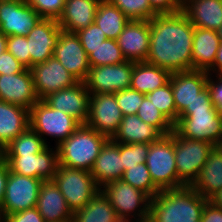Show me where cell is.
<instances>
[{"label": "cell", "instance_id": "1", "mask_svg": "<svg viewBox=\"0 0 222 222\" xmlns=\"http://www.w3.org/2000/svg\"><path fill=\"white\" fill-rule=\"evenodd\" d=\"M194 28L182 11L155 15L150 20L146 62L171 73L192 70Z\"/></svg>", "mask_w": 222, "mask_h": 222}, {"label": "cell", "instance_id": "2", "mask_svg": "<svg viewBox=\"0 0 222 222\" xmlns=\"http://www.w3.org/2000/svg\"><path fill=\"white\" fill-rule=\"evenodd\" d=\"M208 202L191 186L162 190L150 200L151 222H199Z\"/></svg>", "mask_w": 222, "mask_h": 222}, {"label": "cell", "instance_id": "3", "mask_svg": "<svg viewBox=\"0 0 222 222\" xmlns=\"http://www.w3.org/2000/svg\"><path fill=\"white\" fill-rule=\"evenodd\" d=\"M109 140L86 124H81L59 146L58 165L91 171L101 148Z\"/></svg>", "mask_w": 222, "mask_h": 222}, {"label": "cell", "instance_id": "4", "mask_svg": "<svg viewBox=\"0 0 222 222\" xmlns=\"http://www.w3.org/2000/svg\"><path fill=\"white\" fill-rule=\"evenodd\" d=\"M145 163L154 185L160 191L186 186L177 175L172 133L149 144Z\"/></svg>", "mask_w": 222, "mask_h": 222}, {"label": "cell", "instance_id": "5", "mask_svg": "<svg viewBox=\"0 0 222 222\" xmlns=\"http://www.w3.org/2000/svg\"><path fill=\"white\" fill-rule=\"evenodd\" d=\"M53 181L74 213L100 190L90 171L58 165Z\"/></svg>", "mask_w": 222, "mask_h": 222}, {"label": "cell", "instance_id": "6", "mask_svg": "<svg viewBox=\"0 0 222 222\" xmlns=\"http://www.w3.org/2000/svg\"><path fill=\"white\" fill-rule=\"evenodd\" d=\"M101 188H104L101 189L102 193L108 198L111 206L116 211L117 217L122 222H130L129 216L131 218L132 216H138L139 218L136 219V222L149 219L151 198L146 193L132 187L122 179L109 182ZM131 213L133 215H130Z\"/></svg>", "mask_w": 222, "mask_h": 222}, {"label": "cell", "instance_id": "7", "mask_svg": "<svg viewBox=\"0 0 222 222\" xmlns=\"http://www.w3.org/2000/svg\"><path fill=\"white\" fill-rule=\"evenodd\" d=\"M29 125L41 137L45 134L57 138V147L81 124L69 114L52 108L45 100H38L29 111Z\"/></svg>", "mask_w": 222, "mask_h": 222}, {"label": "cell", "instance_id": "8", "mask_svg": "<svg viewBox=\"0 0 222 222\" xmlns=\"http://www.w3.org/2000/svg\"><path fill=\"white\" fill-rule=\"evenodd\" d=\"M171 133L174 140L178 178L186 186H191L198 178L200 170L213 150L214 145L209 142L181 137L174 130Z\"/></svg>", "mask_w": 222, "mask_h": 222}, {"label": "cell", "instance_id": "9", "mask_svg": "<svg viewBox=\"0 0 222 222\" xmlns=\"http://www.w3.org/2000/svg\"><path fill=\"white\" fill-rule=\"evenodd\" d=\"M174 131L181 137L215 144L222 136V115L217 110L192 111L178 117Z\"/></svg>", "mask_w": 222, "mask_h": 222}, {"label": "cell", "instance_id": "10", "mask_svg": "<svg viewBox=\"0 0 222 222\" xmlns=\"http://www.w3.org/2000/svg\"><path fill=\"white\" fill-rule=\"evenodd\" d=\"M43 180L12 173L9 170L1 210L6 216L34 208Z\"/></svg>", "mask_w": 222, "mask_h": 222}, {"label": "cell", "instance_id": "11", "mask_svg": "<svg viewBox=\"0 0 222 222\" xmlns=\"http://www.w3.org/2000/svg\"><path fill=\"white\" fill-rule=\"evenodd\" d=\"M134 62L90 67L84 81L90 94L116 93L130 88Z\"/></svg>", "mask_w": 222, "mask_h": 222}, {"label": "cell", "instance_id": "12", "mask_svg": "<svg viewBox=\"0 0 222 222\" xmlns=\"http://www.w3.org/2000/svg\"><path fill=\"white\" fill-rule=\"evenodd\" d=\"M8 164L12 173L38 178L43 181L53 180L58 167V150L47 147L38 154L0 155Z\"/></svg>", "mask_w": 222, "mask_h": 222}, {"label": "cell", "instance_id": "13", "mask_svg": "<svg viewBox=\"0 0 222 222\" xmlns=\"http://www.w3.org/2000/svg\"><path fill=\"white\" fill-rule=\"evenodd\" d=\"M123 118L114 93L90 94L86 125L111 139Z\"/></svg>", "mask_w": 222, "mask_h": 222}, {"label": "cell", "instance_id": "14", "mask_svg": "<svg viewBox=\"0 0 222 222\" xmlns=\"http://www.w3.org/2000/svg\"><path fill=\"white\" fill-rule=\"evenodd\" d=\"M30 71L39 100L79 82L55 57L32 66Z\"/></svg>", "mask_w": 222, "mask_h": 222}, {"label": "cell", "instance_id": "15", "mask_svg": "<svg viewBox=\"0 0 222 222\" xmlns=\"http://www.w3.org/2000/svg\"><path fill=\"white\" fill-rule=\"evenodd\" d=\"M42 17L25 1L0 2V31L6 36H27Z\"/></svg>", "mask_w": 222, "mask_h": 222}, {"label": "cell", "instance_id": "16", "mask_svg": "<svg viewBox=\"0 0 222 222\" xmlns=\"http://www.w3.org/2000/svg\"><path fill=\"white\" fill-rule=\"evenodd\" d=\"M55 57L78 81L84 82L89 73L88 56L76 33L61 29L60 37L53 50Z\"/></svg>", "mask_w": 222, "mask_h": 222}, {"label": "cell", "instance_id": "17", "mask_svg": "<svg viewBox=\"0 0 222 222\" xmlns=\"http://www.w3.org/2000/svg\"><path fill=\"white\" fill-rule=\"evenodd\" d=\"M61 27L57 20L42 18L26 36L30 68L53 57V50L60 37Z\"/></svg>", "mask_w": 222, "mask_h": 222}, {"label": "cell", "instance_id": "18", "mask_svg": "<svg viewBox=\"0 0 222 222\" xmlns=\"http://www.w3.org/2000/svg\"><path fill=\"white\" fill-rule=\"evenodd\" d=\"M116 41L126 61L146 62L150 47V20H130Z\"/></svg>", "mask_w": 222, "mask_h": 222}, {"label": "cell", "instance_id": "19", "mask_svg": "<svg viewBox=\"0 0 222 222\" xmlns=\"http://www.w3.org/2000/svg\"><path fill=\"white\" fill-rule=\"evenodd\" d=\"M209 73L203 70H189L171 73L169 79L172 87L174 103L179 115L191 105L207 87Z\"/></svg>", "mask_w": 222, "mask_h": 222}, {"label": "cell", "instance_id": "20", "mask_svg": "<svg viewBox=\"0 0 222 222\" xmlns=\"http://www.w3.org/2000/svg\"><path fill=\"white\" fill-rule=\"evenodd\" d=\"M90 93L85 82L50 94L44 100L54 109L63 111L75 118L80 124H85L89 116Z\"/></svg>", "mask_w": 222, "mask_h": 222}, {"label": "cell", "instance_id": "21", "mask_svg": "<svg viewBox=\"0 0 222 222\" xmlns=\"http://www.w3.org/2000/svg\"><path fill=\"white\" fill-rule=\"evenodd\" d=\"M0 100L30 111L39 100L30 69L26 68L18 74L0 75Z\"/></svg>", "mask_w": 222, "mask_h": 222}, {"label": "cell", "instance_id": "22", "mask_svg": "<svg viewBox=\"0 0 222 222\" xmlns=\"http://www.w3.org/2000/svg\"><path fill=\"white\" fill-rule=\"evenodd\" d=\"M36 208L45 222L73 221V212L53 180L42 182Z\"/></svg>", "mask_w": 222, "mask_h": 222}, {"label": "cell", "instance_id": "23", "mask_svg": "<svg viewBox=\"0 0 222 222\" xmlns=\"http://www.w3.org/2000/svg\"><path fill=\"white\" fill-rule=\"evenodd\" d=\"M90 172L100 188L109 182L121 179L124 172L120 143L109 139L101 148Z\"/></svg>", "mask_w": 222, "mask_h": 222}, {"label": "cell", "instance_id": "24", "mask_svg": "<svg viewBox=\"0 0 222 222\" xmlns=\"http://www.w3.org/2000/svg\"><path fill=\"white\" fill-rule=\"evenodd\" d=\"M101 0H65L58 24L63 31L76 33L94 23Z\"/></svg>", "mask_w": 222, "mask_h": 222}, {"label": "cell", "instance_id": "25", "mask_svg": "<svg viewBox=\"0 0 222 222\" xmlns=\"http://www.w3.org/2000/svg\"><path fill=\"white\" fill-rule=\"evenodd\" d=\"M181 11L194 27L217 31L222 25V0H186Z\"/></svg>", "mask_w": 222, "mask_h": 222}, {"label": "cell", "instance_id": "26", "mask_svg": "<svg viewBox=\"0 0 222 222\" xmlns=\"http://www.w3.org/2000/svg\"><path fill=\"white\" fill-rule=\"evenodd\" d=\"M163 136L164 134L157 127L145 123L137 115H126L123 116L118 130L111 140L122 144H151Z\"/></svg>", "mask_w": 222, "mask_h": 222}, {"label": "cell", "instance_id": "27", "mask_svg": "<svg viewBox=\"0 0 222 222\" xmlns=\"http://www.w3.org/2000/svg\"><path fill=\"white\" fill-rule=\"evenodd\" d=\"M29 126L28 109L0 100V152Z\"/></svg>", "mask_w": 222, "mask_h": 222}, {"label": "cell", "instance_id": "28", "mask_svg": "<svg viewBox=\"0 0 222 222\" xmlns=\"http://www.w3.org/2000/svg\"><path fill=\"white\" fill-rule=\"evenodd\" d=\"M217 31L194 28L192 70L208 71L213 65L220 45Z\"/></svg>", "mask_w": 222, "mask_h": 222}, {"label": "cell", "instance_id": "29", "mask_svg": "<svg viewBox=\"0 0 222 222\" xmlns=\"http://www.w3.org/2000/svg\"><path fill=\"white\" fill-rule=\"evenodd\" d=\"M171 72L147 62H134L130 88L147 94L169 82Z\"/></svg>", "mask_w": 222, "mask_h": 222}, {"label": "cell", "instance_id": "30", "mask_svg": "<svg viewBox=\"0 0 222 222\" xmlns=\"http://www.w3.org/2000/svg\"><path fill=\"white\" fill-rule=\"evenodd\" d=\"M191 187L207 200L222 189V156L214 148Z\"/></svg>", "mask_w": 222, "mask_h": 222}, {"label": "cell", "instance_id": "31", "mask_svg": "<svg viewBox=\"0 0 222 222\" xmlns=\"http://www.w3.org/2000/svg\"><path fill=\"white\" fill-rule=\"evenodd\" d=\"M72 222H122L100 190L83 208L73 213Z\"/></svg>", "mask_w": 222, "mask_h": 222}, {"label": "cell", "instance_id": "32", "mask_svg": "<svg viewBox=\"0 0 222 222\" xmlns=\"http://www.w3.org/2000/svg\"><path fill=\"white\" fill-rule=\"evenodd\" d=\"M130 19L108 0H101L94 23L101 28L107 39L116 40Z\"/></svg>", "mask_w": 222, "mask_h": 222}, {"label": "cell", "instance_id": "33", "mask_svg": "<svg viewBox=\"0 0 222 222\" xmlns=\"http://www.w3.org/2000/svg\"><path fill=\"white\" fill-rule=\"evenodd\" d=\"M38 133H36L30 126L13 141H11L0 155H27L38 154L48 147Z\"/></svg>", "mask_w": 222, "mask_h": 222}, {"label": "cell", "instance_id": "34", "mask_svg": "<svg viewBox=\"0 0 222 222\" xmlns=\"http://www.w3.org/2000/svg\"><path fill=\"white\" fill-rule=\"evenodd\" d=\"M126 59L114 39H106L102 45L94 49L88 55V62L90 67L104 66L111 64H120L125 62Z\"/></svg>", "mask_w": 222, "mask_h": 222}, {"label": "cell", "instance_id": "35", "mask_svg": "<svg viewBox=\"0 0 222 222\" xmlns=\"http://www.w3.org/2000/svg\"><path fill=\"white\" fill-rule=\"evenodd\" d=\"M132 187L146 193L151 199L156 196L160 190L154 185L146 163L138 164L124 171L121 178Z\"/></svg>", "mask_w": 222, "mask_h": 222}, {"label": "cell", "instance_id": "36", "mask_svg": "<svg viewBox=\"0 0 222 222\" xmlns=\"http://www.w3.org/2000/svg\"><path fill=\"white\" fill-rule=\"evenodd\" d=\"M136 115L145 123L157 127L164 135L174 130V124L146 96Z\"/></svg>", "mask_w": 222, "mask_h": 222}, {"label": "cell", "instance_id": "37", "mask_svg": "<svg viewBox=\"0 0 222 222\" xmlns=\"http://www.w3.org/2000/svg\"><path fill=\"white\" fill-rule=\"evenodd\" d=\"M145 96L164 114L173 124L177 122V111L174 103L170 81L164 86L145 94Z\"/></svg>", "mask_w": 222, "mask_h": 222}, {"label": "cell", "instance_id": "38", "mask_svg": "<svg viewBox=\"0 0 222 222\" xmlns=\"http://www.w3.org/2000/svg\"><path fill=\"white\" fill-rule=\"evenodd\" d=\"M118 7L130 20H151L157 13L149 0H108Z\"/></svg>", "mask_w": 222, "mask_h": 222}, {"label": "cell", "instance_id": "39", "mask_svg": "<svg viewBox=\"0 0 222 222\" xmlns=\"http://www.w3.org/2000/svg\"><path fill=\"white\" fill-rule=\"evenodd\" d=\"M149 144L146 143H120V156H122L123 172L130 167L146 162Z\"/></svg>", "mask_w": 222, "mask_h": 222}, {"label": "cell", "instance_id": "40", "mask_svg": "<svg viewBox=\"0 0 222 222\" xmlns=\"http://www.w3.org/2000/svg\"><path fill=\"white\" fill-rule=\"evenodd\" d=\"M114 94L123 116L136 115L143 98L145 97V94L131 88L118 91Z\"/></svg>", "mask_w": 222, "mask_h": 222}, {"label": "cell", "instance_id": "41", "mask_svg": "<svg viewBox=\"0 0 222 222\" xmlns=\"http://www.w3.org/2000/svg\"><path fill=\"white\" fill-rule=\"evenodd\" d=\"M87 56L107 39L101 28L95 23L76 32Z\"/></svg>", "mask_w": 222, "mask_h": 222}, {"label": "cell", "instance_id": "42", "mask_svg": "<svg viewBox=\"0 0 222 222\" xmlns=\"http://www.w3.org/2000/svg\"><path fill=\"white\" fill-rule=\"evenodd\" d=\"M42 18L58 20L62 15L65 0H25Z\"/></svg>", "mask_w": 222, "mask_h": 222}, {"label": "cell", "instance_id": "43", "mask_svg": "<svg viewBox=\"0 0 222 222\" xmlns=\"http://www.w3.org/2000/svg\"><path fill=\"white\" fill-rule=\"evenodd\" d=\"M7 51L26 68L30 69V54H28V42L25 36H7Z\"/></svg>", "mask_w": 222, "mask_h": 222}, {"label": "cell", "instance_id": "44", "mask_svg": "<svg viewBox=\"0 0 222 222\" xmlns=\"http://www.w3.org/2000/svg\"><path fill=\"white\" fill-rule=\"evenodd\" d=\"M200 110H216L207 87L198 94V98L191 105H188L179 117H187L192 111Z\"/></svg>", "mask_w": 222, "mask_h": 222}, {"label": "cell", "instance_id": "45", "mask_svg": "<svg viewBox=\"0 0 222 222\" xmlns=\"http://www.w3.org/2000/svg\"><path fill=\"white\" fill-rule=\"evenodd\" d=\"M26 67L20 63L9 51L0 54V75L18 74Z\"/></svg>", "mask_w": 222, "mask_h": 222}, {"label": "cell", "instance_id": "46", "mask_svg": "<svg viewBox=\"0 0 222 222\" xmlns=\"http://www.w3.org/2000/svg\"><path fill=\"white\" fill-rule=\"evenodd\" d=\"M217 79L215 82L208 75L207 88L209 89L211 101L215 109L222 115V74H216Z\"/></svg>", "mask_w": 222, "mask_h": 222}, {"label": "cell", "instance_id": "47", "mask_svg": "<svg viewBox=\"0 0 222 222\" xmlns=\"http://www.w3.org/2000/svg\"><path fill=\"white\" fill-rule=\"evenodd\" d=\"M149 2L157 14H174L182 10L180 0H149Z\"/></svg>", "mask_w": 222, "mask_h": 222}, {"label": "cell", "instance_id": "48", "mask_svg": "<svg viewBox=\"0 0 222 222\" xmlns=\"http://www.w3.org/2000/svg\"><path fill=\"white\" fill-rule=\"evenodd\" d=\"M6 222H45L36 207L6 216Z\"/></svg>", "mask_w": 222, "mask_h": 222}, {"label": "cell", "instance_id": "49", "mask_svg": "<svg viewBox=\"0 0 222 222\" xmlns=\"http://www.w3.org/2000/svg\"><path fill=\"white\" fill-rule=\"evenodd\" d=\"M201 220L202 222H222V209L208 201L203 208Z\"/></svg>", "mask_w": 222, "mask_h": 222}, {"label": "cell", "instance_id": "50", "mask_svg": "<svg viewBox=\"0 0 222 222\" xmlns=\"http://www.w3.org/2000/svg\"><path fill=\"white\" fill-rule=\"evenodd\" d=\"M9 167L7 162L0 156V207L4 198Z\"/></svg>", "mask_w": 222, "mask_h": 222}, {"label": "cell", "instance_id": "51", "mask_svg": "<svg viewBox=\"0 0 222 222\" xmlns=\"http://www.w3.org/2000/svg\"><path fill=\"white\" fill-rule=\"evenodd\" d=\"M212 70H213V73L217 71L218 74H222V42H220V45L216 54V58L214 61V65L207 72L211 74Z\"/></svg>", "mask_w": 222, "mask_h": 222}, {"label": "cell", "instance_id": "52", "mask_svg": "<svg viewBox=\"0 0 222 222\" xmlns=\"http://www.w3.org/2000/svg\"><path fill=\"white\" fill-rule=\"evenodd\" d=\"M208 201L215 207L222 209V189L214 193Z\"/></svg>", "mask_w": 222, "mask_h": 222}, {"label": "cell", "instance_id": "53", "mask_svg": "<svg viewBox=\"0 0 222 222\" xmlns=\"http://www.w3.org/2000/svg\"><path fill=\"white\" fill-rule=\"evenodd\" d=\"M7 51V36L0 31V54Z\"/></svg>", "mask_w": 222, "mask_h": 222}, {"label": "cell", "instance_id": "54", "mask_svg": "<svg viewBox=\"0 0 222 222\" xmlns=\"http://www.w3.org/2000/svg\"><path fill=\"white\" fill-rule=\"evenodd\" d=\"M214 149L222 156V136L215 142Z\"/></svg>", "mask_w": 222, "mask_h": 222}, {"label": "cell", "instance_id": "55", "mask_svg": "<svg viewBox=\"0 0 222 222\" xmlns=\"http://www.w3.org/2000/svg\"><path fill=\"white\" fill-rule=\"evenodd\" d=\"M0 222H6V215L0 208Z\"/></svg>", "mask_w": 222, "mask_h": 222}, {"label": "cell", "instance_id": "56", "mask_svg": "<svg viewBox=\"0 0 222 222\" xmlns=\"http://www.w3.org/2000/svg\"><path fill=\"white\" fill-rule=\"evenodd\" d=\"M218 37L220 38V41L222 42V25L220 28L217 30Z\"/></svg>", "mask_w": 222, "mask_h": 222}, {"label": "cell", "instance_id": "57", "mask_svg": "<svg viewBox=\"0 0 222 222\" xmlns=\"http://www.w3.org/2000/svg\"><path fill=\"white\" fill-rule=\"evenodd\" d=\"M142 222H151L149 219H146V220H144V221H142Z\"/></svg>", "mask_w": 222, "mask_h": 222}]
</instances>
